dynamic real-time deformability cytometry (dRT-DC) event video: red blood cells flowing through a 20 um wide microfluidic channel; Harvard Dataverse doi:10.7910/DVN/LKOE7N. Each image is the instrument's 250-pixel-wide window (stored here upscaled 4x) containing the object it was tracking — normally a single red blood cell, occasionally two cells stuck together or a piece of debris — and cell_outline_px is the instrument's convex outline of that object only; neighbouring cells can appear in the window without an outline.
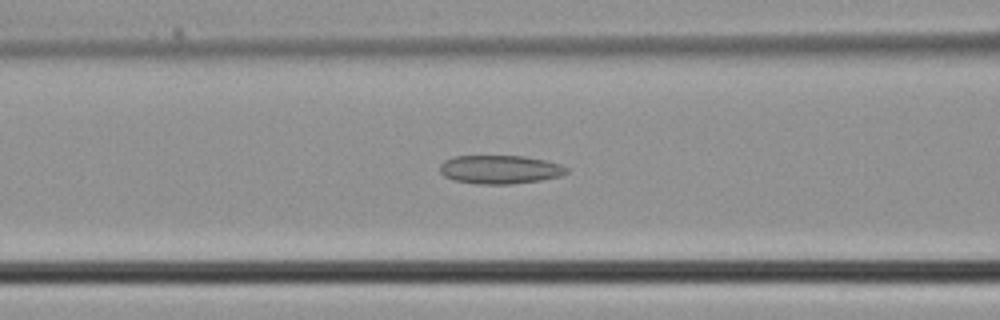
{"species": "common noctule bat (a hibernating species)", "species_latin": "Nyctalus noctula", "temperature_condition": "cold", "stored_images_in_passage": 31, "camera_frame_rate_fps": 3000, "um_per_image_px": 0.085, "animal": {"sex": "male", "body_mass_g": 21.5, "forearm_length_mm": 52.0}, "frame": {"image": 1, "passage_image": 8, "time_ms": 2.333, "image_size_px": [1000, 320], "cell_outline_px": [[568, 172], [560, 176], [540, 180], [512, 184], [476, 184], [452, 180], [444, 176], [440, 172], [440, 164], [444, 160], [452, 156], [524, 156], [544, 160], [560, 164], [568, 168]], "centroid_in_image_um": [42.46, 14.41], "position_along_channel_um": 124.1, "area_um2": 21.21}}
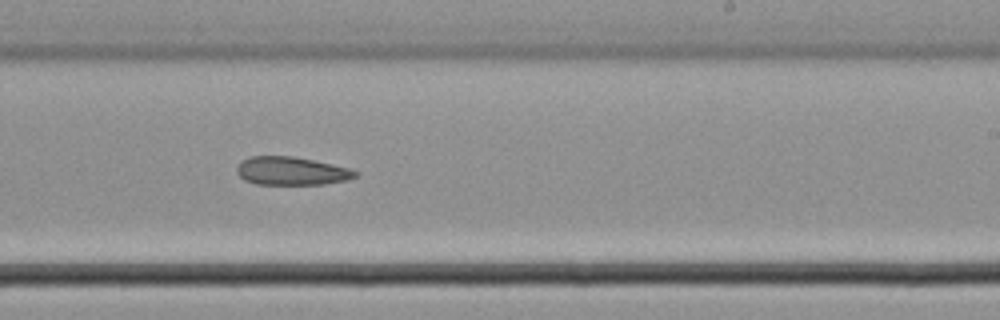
{"frame": {"image": 2, "passage_image": 16, "time_ms": 5.0, "image_size_px": [1000, 320], "cell_outline_px": [[360, 172], [356, 176], [348, 180], [324, 184], [256, 184], [244, 180], [236, 172], [236, 168], [240, 160], [248, 156], [292, 156], [312, 160], [348, 168]], "centroid_in_image_um": [24.73, 14.53], "position_along_channel_um": 264.3, "area_um2": 19.54}}
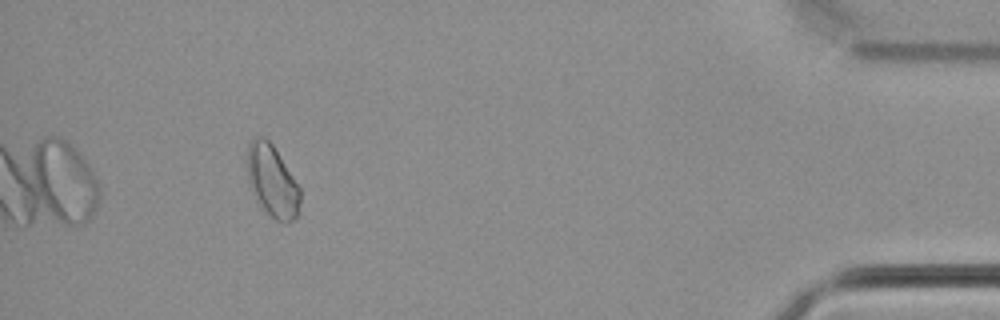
{"frame": {"image": 3, "passage_image": 28, "time_ms": 9.0, "image_size_px": [1000, 320], "cell_outline_px": [[300, 200], [296, 216], [292, 220], [276, 220], [260, 204], [252, 192], [248, 176], [248, 144], [256, 136], [264, 136], [272, 144], [300, 188]], "centroid_in_image_um": [23.13, 15.34], "position_along_channel_um": 412.1, "area_um2": 21.39}}